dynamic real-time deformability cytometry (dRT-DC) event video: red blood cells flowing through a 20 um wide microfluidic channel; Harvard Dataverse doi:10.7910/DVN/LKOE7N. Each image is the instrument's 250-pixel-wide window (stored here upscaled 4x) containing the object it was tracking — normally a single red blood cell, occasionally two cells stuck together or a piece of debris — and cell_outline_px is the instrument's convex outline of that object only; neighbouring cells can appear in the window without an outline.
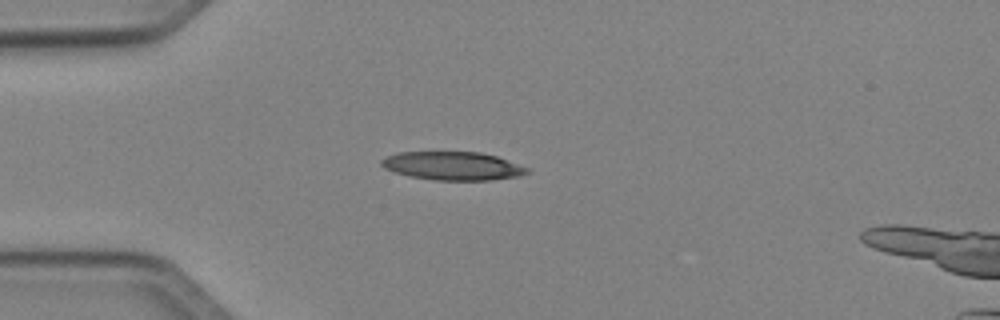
{"species": "Egyptian fruit bat (a non-hibernating species)", "species_latin": "Rousettus aegyptiacus", "temperature_condition": "cold", "stored_images_in_passage": 4, "camera_frame_rate_fps": 3000, "um_per_image_px": 0.085, "animal": {"sex": "female"}, "frame": {"image": 1, "passage_image": 3, "time_ms": 2.333, "image_size_px": [1000, 320], "cell_outline_px": [[528, 172], [520, 176], [492, 180], [436, 180], [412, 176], [396, 172], [384, 168], [380, 164], [380, 160], [396, 152], [480, 152], [496, 156], [528, 168]], "centroid_in_image_um": [38.47, 14.1], "position_along_channel_um": 46.5, "area_um2": 23.87}}